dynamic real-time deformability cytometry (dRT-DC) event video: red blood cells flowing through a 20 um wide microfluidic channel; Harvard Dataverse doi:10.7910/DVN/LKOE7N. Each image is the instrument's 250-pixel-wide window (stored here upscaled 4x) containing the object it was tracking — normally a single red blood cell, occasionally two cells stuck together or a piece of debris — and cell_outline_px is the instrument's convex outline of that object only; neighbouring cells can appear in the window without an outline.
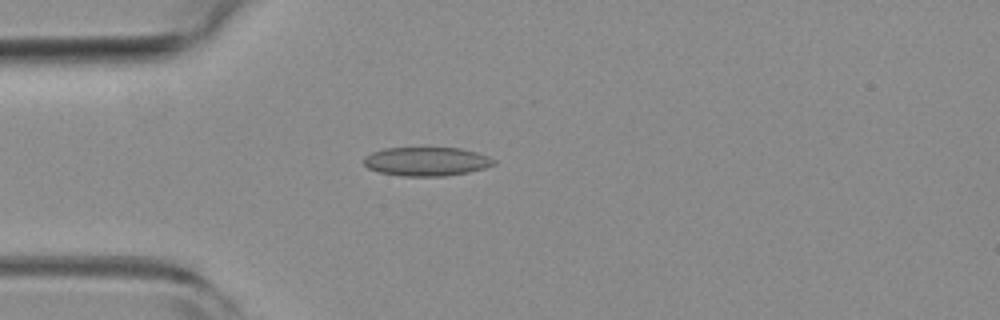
{"species": "common noctule bat (a hibernating species)", "species_latin": "Nyctalus noctula", "temperature_condition": "room temperature", "stored_images_in_passage": 34, "camera_frame_rate_fps": 3000, "um_per_image_px": 0.085, "animal": {"sex": "female", "body_mass_g": 19.3, "forearm_length_mm": 54.1}, "frame": {"image": 1, "passage_image": 2, "time_ms": 0.333, "image_size_px": [1000, 320], "cell_outline_px": [[496, 164], [484, 168], [468, 172], [444, 176], [404, 176], [380, 172], [368, 168], [364, 164], [364, 156], [372, 152], [384, 148], [424, 144], [460, 148], [476, 152], [488, 156], [496, 160]], "centroid_in_image_um": [36.24, 13.66], "position_along_channel_um": 48.8, "area_um2": 22.89}}
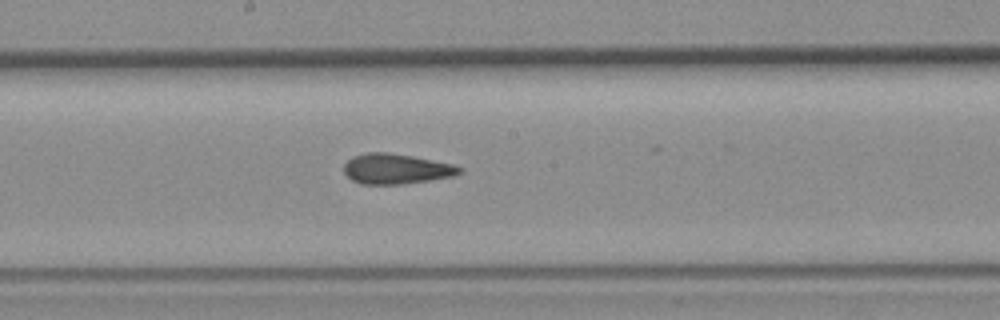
{"frame": {"image": 2, "passage_image": 16, "time_ms": 5.0, "image_size_px": [1000, 320], "cell_outline_px": [[464, 172], [456, 176], [400, 184], [360, 184], [352, 180], [344, 172], [344, 164], [352, 156], [368, 152], [388, 152], [412, 156], [452, 164], [464, 168]], "centroid_in_image_um": [33.69, 14.35], "position_along_channel_um": 214.5, "area_um2": 20.4}}
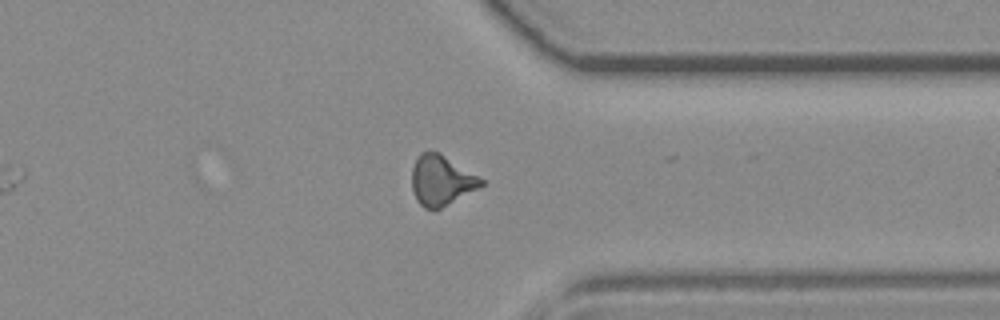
{"frame": {"image": 3, "passage_image": 29, "time_ms": 9.333, "image_size_px": [1000, 320], "cell_outline_px": [[484, 184], [440, 208], [424, 208], [416, 200], [412, 188], [412, 168], [420, 152], [428, 148], [440, 152], [484, 180]], "centroid_in_image_um": [37.46, 15.28], "position_along_channel_um": 373.9, "area_um2": 20.06}, "authors_computed_cell_mechanics": {"area_um2": 20.23, "velocity_mm_per_s": 3.7887, "shape_relaxation_time_tau1_ms": null, "shape_relaxation_time_tau2_ms": 2.5231, "deformation_change_tau1": null, "deformation_change_tau2": 0.107}}